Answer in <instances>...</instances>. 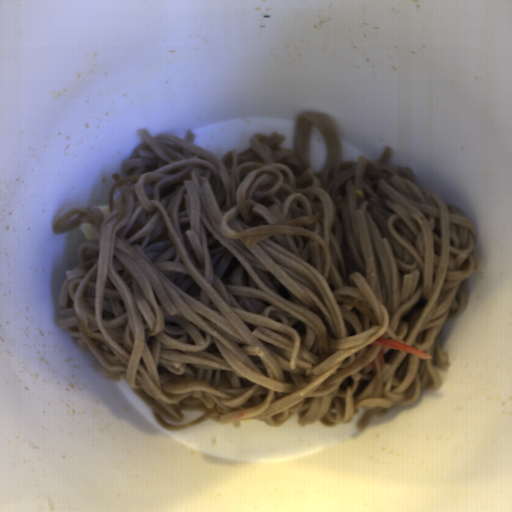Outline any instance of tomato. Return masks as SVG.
<instances>
[{
    "label": "tomato",
    "mask_w": 512,
    "mask_h": 512,
    "mask_svg": "<svg viewBox=\"0 0 512 512\" xmlns=\"http://www.w3.org/2000/svg\"><path fill=\"white\" fill-rule=\"evenodd\" d=\"M369 366L371 367V369L375 372V373H378V370H377V367L374 363V361L372 360L370 363H368Z\"/></svg>",
    "instance_id": "590e3db6"
},
{
    "label": "tomato",
    "mask_w": 512,
    "mask_h": 512,
    "mask_svg": "<svg viewBox=\"0 0 512 512\" xmlns=\"http://www.w3.org/2000/svg\"><path fill=\"white\" fill-rule=\"evenodd\" d=\"M377 358L379 359V362H380V366L382 368H384L385 366V359H384V350H379L378 354H377Z\"/></svg>",
    "instance_id": "da07e99c"
},
{
    "label": "tomato",
    "mask_w": 512,
    "mask_h": 512,
    "mask_svg": "<svg viewBox=\"0 0 512 512\" xmlns=\"http://www.w3.org/2000/svg\"><path fill=\"white\" fill-rule=\"evenodd\" d=\"M369 345L386 346V347H390V348H394V349L406 350V351H408L420 358H423L425 360L432 359V357H433L430 354H428L427 352H425L424 350H421V349H418L415 347H411V346H408V345H405V344H402V343H399L396 341H392V340H389V339H386V338H383L380 336L376 340H374L372 343H370Z\"/></svg>",
    "instance_id": "512abeb7"
}]
</instances>
